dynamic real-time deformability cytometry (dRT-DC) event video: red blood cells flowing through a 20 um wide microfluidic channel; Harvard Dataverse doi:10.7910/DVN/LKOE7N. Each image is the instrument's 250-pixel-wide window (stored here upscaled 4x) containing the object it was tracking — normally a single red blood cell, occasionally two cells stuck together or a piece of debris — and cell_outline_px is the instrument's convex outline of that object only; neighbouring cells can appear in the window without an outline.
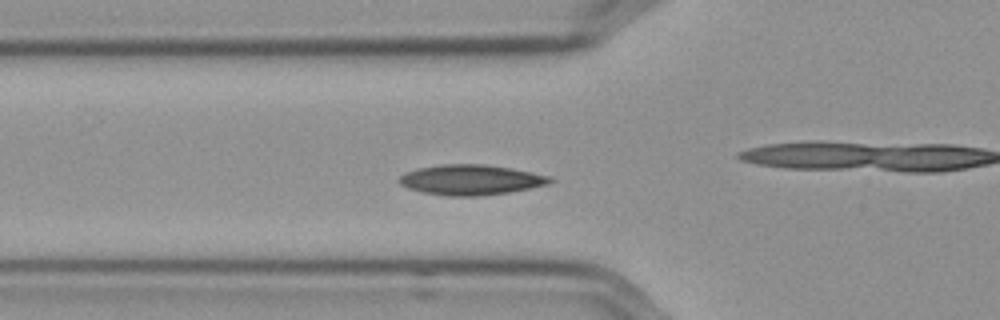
{"species": "Egyptian fruit bat (a non-hibernating species)", "species_latin": "Rousettus aegyptiacus", "temperature_condition": "cold", "stored_images_in_passage": 53, "camera_frame_rate_fps": 3000, "um_per_image_px": 0.085, "frame": {"image": 1, "passage_image": 16, "time_ms": 5.0, "image_size_px": [1000, 320], "cell_outline_px": [[556, 180], [548, 184], [508, 192], [476, 196], [448, 196], [424, 192], [408, 188], [400, 184], [400, 176], [416, 168], [440, 164], [484, 164], [512, 168], [552, 176]], "centroid_in_image_um": [40.06, 15.27], "position_along_channel_um": 85.7, "area_um2": 26.47}, "authors_computed_cell_mechanics": {"area_um2": 24.2182, "velocity_mm_per_s": 3.5508, "shape_relaxation_time_tau1_ms": 4.9044, "shape_relaxation_time_tau2_ms": 1.9851, "deformation_change_tau1": 0.1162, "deformation_change_tau2": 0.0433}}